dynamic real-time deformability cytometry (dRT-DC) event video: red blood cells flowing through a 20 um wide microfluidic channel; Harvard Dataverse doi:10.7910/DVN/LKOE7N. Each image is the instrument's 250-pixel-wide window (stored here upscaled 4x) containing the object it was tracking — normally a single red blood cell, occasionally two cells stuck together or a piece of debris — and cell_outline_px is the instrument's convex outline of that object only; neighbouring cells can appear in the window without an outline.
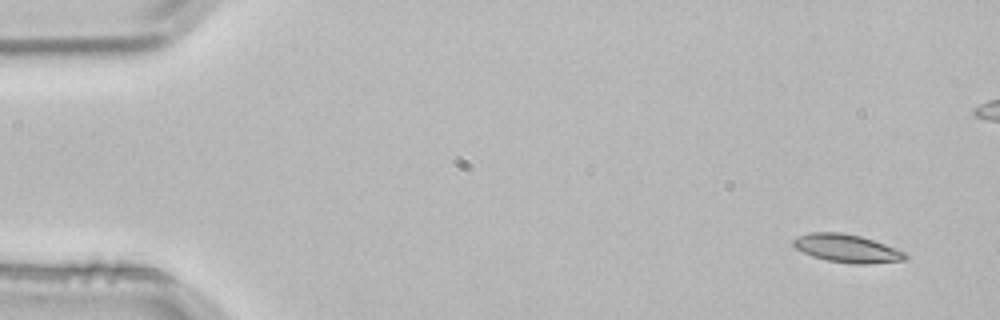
{"species": "common noctule bat (a hibernating species)", "species_latin": "Nyctalus noctula", "temperature_condition": "room temperature", "stored_images_in_passage": 4, "camera_frame_rate_fps": 3000, "um_per_image_px": 0.085, "animal": {"sex": "male", "body_mass_g": 21.5, "forearm_length_mm": 52.0}, "frame": {"image": 1, "passage_image": 1, "time_ms": 0.0, "image_size_px": [1000, 320], "cell_outline_px": [[908, 256], [904, 260], [864, 264], [856, 264], [828, 260], [812, 256], [796, 248], [792, 244], [792, 240], [808, 232], [840, 232], [860, 236], [884, 244], [904, 252]], "centroid_in_image_um": [71.96, 21.1], "position_along_channel_um": 13.0, "area_um2": 17.98}}